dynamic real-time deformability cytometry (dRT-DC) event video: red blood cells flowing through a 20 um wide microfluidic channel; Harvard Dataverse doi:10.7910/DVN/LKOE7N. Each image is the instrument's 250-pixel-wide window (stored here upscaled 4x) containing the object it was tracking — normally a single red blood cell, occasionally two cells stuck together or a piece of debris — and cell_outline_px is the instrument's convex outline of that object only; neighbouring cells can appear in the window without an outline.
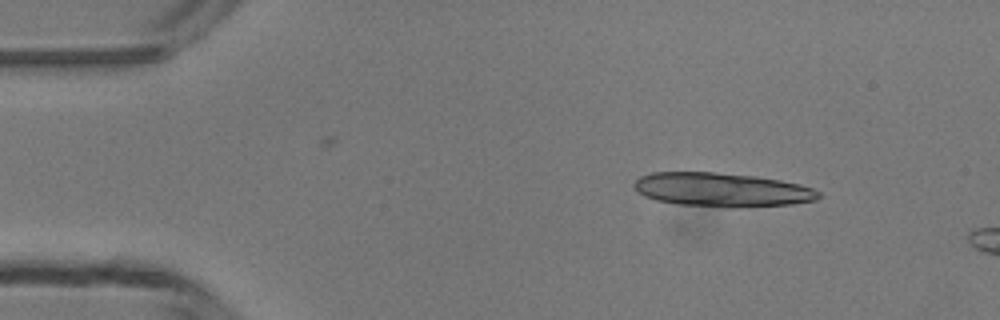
{"species": "common noctule bat (a hibernating species)", "species_latin": "Nyctalus noctula", "temperature_condition": "room temperature", "stored_images_in_passage": 3, "camera_frame_rate_fps": 3000, "um_per_image_px": 0.085, "animal": {"sex": "male", "body_mass_g": 13.3}, "frame": {"image": 1, "passage_image": 1, "time_ms": 0.0, "image_size_px": [1000, 320], "cell_outline_px": [[820, 196], [816, 200], [792, 204], [676, 204], [656, 200], [644, 196], [632, 184], [640, 176], [652, 172], [716, 172], [756, 176], [780, 180], [800, 184], [812, 188], [820, 192]], "centroid_in_image_um": [61.32, 16.07], "position_along_channel_um": 23.7, "area_um2": 34.97}}